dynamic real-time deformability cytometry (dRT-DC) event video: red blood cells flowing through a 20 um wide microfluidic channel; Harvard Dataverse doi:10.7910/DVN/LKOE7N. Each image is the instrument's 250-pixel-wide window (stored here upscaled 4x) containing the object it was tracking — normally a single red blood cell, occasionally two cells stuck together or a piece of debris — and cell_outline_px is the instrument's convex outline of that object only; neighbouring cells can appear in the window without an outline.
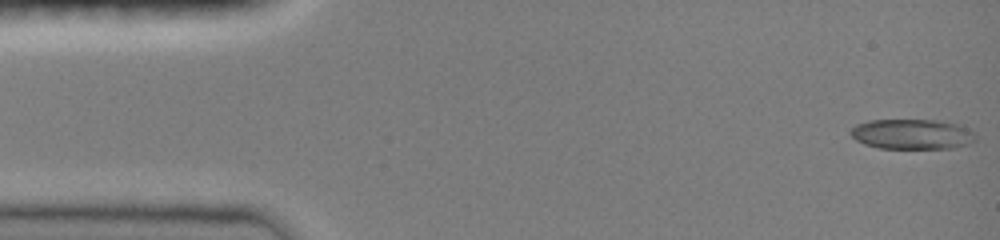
{"species": "common noctule bat (a hibernating species)", "species_latin": "Nyctalus noctula", "temperature_condition": "room temperature", "stored_images_in_passage": 47, "camera_frame_rate_fps": 3000, "um_per_image_px": 0.085, "animal": {"sex": "female", "body_mass_g": 19.0, "forearm_length_mm": 51.5}, "frame": {"image": 1, "passage_image": 1, "time_ms": 0.0, "image_size_px": [1000, 240], "cell_outline_px": [[976, 140], [968, 144], [952, 148], [880, 148], [864, 144], [856, 140], [848, 132], [856, 124], [868, 120], [940, 120], [956, 124], [972, 132], [976, 136]], "centroid_in_image_um": [77.48, 11.4], "position_along_channel_um": 7.5, "area_um2": 21.85}}
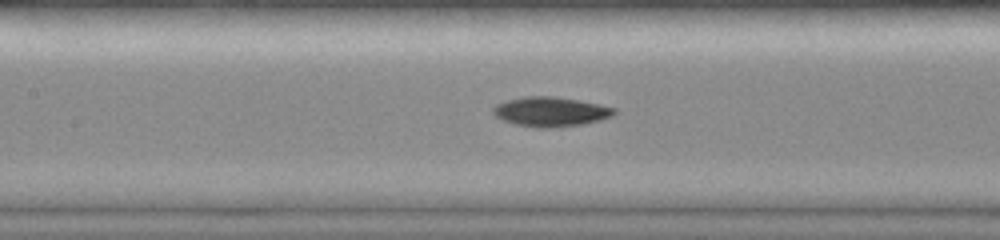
{"frame": {"image": 2, "passage_image": 21, "time_ms": 6.667, "image_size_px": [1000, 240], "cell_outline_px": [[616, 112], [612, 116], [600, 120], [580, 124], [548, 128], [536, 128], [516, 124], [504, 120], [496, 116], [492, 112], [492, 108], [496, 104], [508, 100], [524, 96], [552, 96], [576, 100], [616, 108]], "centroid_in_image_um": [46.77, 9.49], "position_along_channel_um": 160.6, "area_um2": 20.58}}
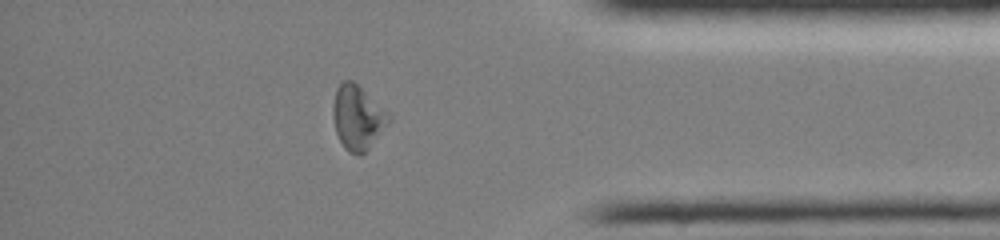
{"frame": {"image": 3, "passage_image": 40, "time_ms": 13.0, "image_size_px": [1000, 240], "cell_outline_px": [[392, 120], [368, 148], [360, 156], [356, 156], [348, 152], [344, 148], [336, 132], [332, 116], [332, 104], [336, 88], [344, 80], [352, 80], [388, 112], [392, 116]], "centroid_in_image_um": [30.38, 10.0], "position_along_channel_um": 404.8, "area_um2": 20.92}, "authors_computed_cell_mechanics": {"area_um2": 20.3456, "velocity_mm_per_s": 4.0557, "shape_relaxation_time_tau1_ms": 3.6104, "shape_relaxation_time_tau2_ms": null, "deformation_change_tau1": 0.1735, "deformation_change_tau2": null}}